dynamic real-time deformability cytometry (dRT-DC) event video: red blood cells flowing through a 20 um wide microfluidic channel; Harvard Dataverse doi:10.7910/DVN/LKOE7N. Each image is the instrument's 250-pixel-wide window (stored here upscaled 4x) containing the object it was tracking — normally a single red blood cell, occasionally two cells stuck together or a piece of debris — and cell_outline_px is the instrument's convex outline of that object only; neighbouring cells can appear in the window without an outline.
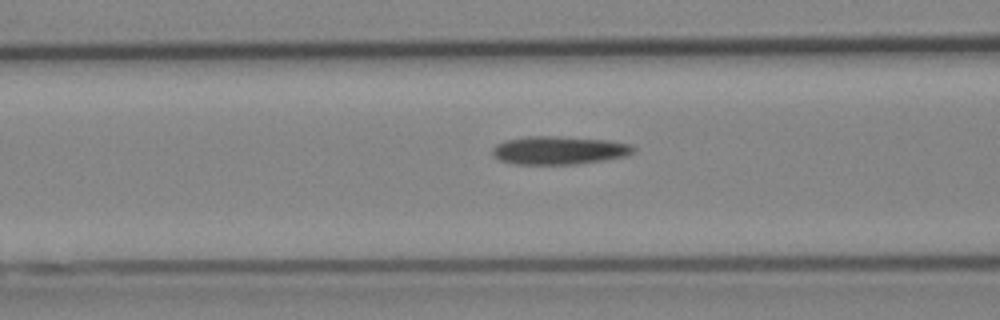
{"species": "Egyptian fruit bat (a non-hibernating species)", "species_latin": "Rousettus aegyptiacus", "temperature_condition": "cold", "stored_images_in_passage": 37, "camera_frame_rate_fps": 3000, "um_per_image_px": 0.085, "animal": {"sex": "female"}, "frame": {"image": 1, "passage_image": 16, "time_ms": 5.0, "image_size_px": [1000, 320], "cell_outline_px": [[636, 152], [624, 156], [604, 160], [576, 164], [516, 164], [500, 160], [492, 152], [492, 148], [496, 144], [504, 140], [524, 136], [556, 136], [608, 140], [632, 144], [636, 148]], "centroid_in_image_um": [47.54, 12.76], "position_along_channel_um": 119.1, "area_um2": 23.29}}
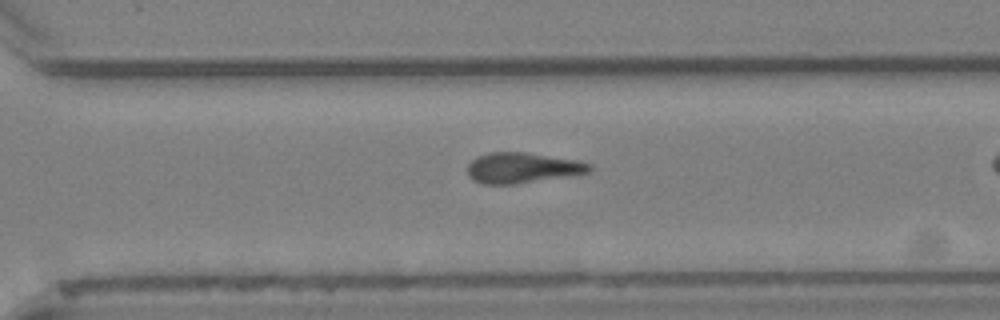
{"frame": {"image": 2, "passage_image": 32, "time_ms": 10.333, "image_size_px": [1000, 320], "cell_outline_px": [[592, 172], [576, 176], [516, 184], [484, 184], [472, 180], [468, 176], [468, 164], [476, 156], [488, 152], [524, 152], [576, 160], [592, 164]], "centroid_in_image_um": [44.44, 14.28], "position_along_channel_um": 326.2, "area_um2": 22.14}}